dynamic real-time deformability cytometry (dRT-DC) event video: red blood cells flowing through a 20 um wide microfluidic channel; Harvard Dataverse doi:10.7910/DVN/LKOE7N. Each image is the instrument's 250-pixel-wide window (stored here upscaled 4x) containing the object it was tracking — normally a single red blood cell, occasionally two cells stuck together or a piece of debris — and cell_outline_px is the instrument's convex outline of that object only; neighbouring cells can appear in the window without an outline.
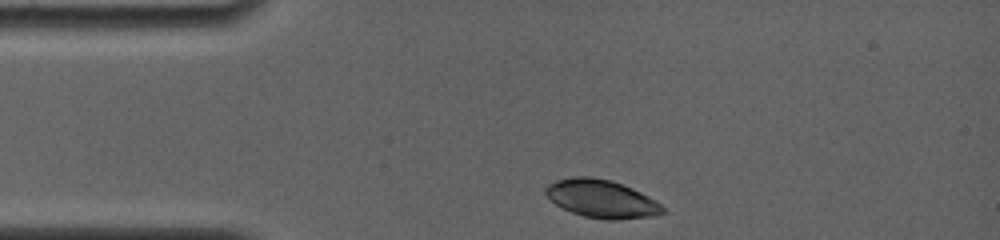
{"species": "common noctule bat (a hibernating species)", "species_latin": "Nyctalus noctula", "temperature_condition": "room temperature", "stored_images_in_passage": 5, "camera_frame_rate_fps": 4000, "um_per_image_px": 0.085, "animal": {"sex": "female", "body_mass_g": 19.0, "forearm_length_mm": 56.7}, "frame": {"image": 1, "passage_image": 1, "time_ms": 0.0, "image_size_px": [1000, 240], "cell_outline_px": [[664, 212], [656, 216], [620, 220], [604, 220], [584, 216], [572, 212], [556, 204], [544, 192], [544, 188], [548, 184], [556, 180], [572, 176], [588, 176], [612, 180], [632, 188], [648, 196], [660, 204], [664, 208]], "centroid_in_image_um": [51.14, 16.9], "position_along_channel_um": 33.9, "area_um2": 26.01}}
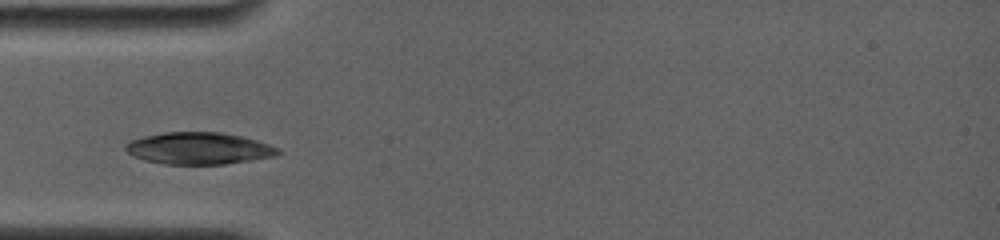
{"frame": {"image": 2, "passage_image": 3, "time_ms": 1.75, "image_size_px": [1000, 240], "cell_outline_px": [[280, 152], [276, 156], [224, 164], [164, 164], [144, 160], [128, 152], [124, 148], [124, 144], [132, 140], [144, 136], [164, 132], [220, 132], [240, 136], [256, 140], [280, 148]], "centroid_in_image_um": [16.9, 12.61], "position_along_channel_um": 68.1, "area_um2": 28.21}}
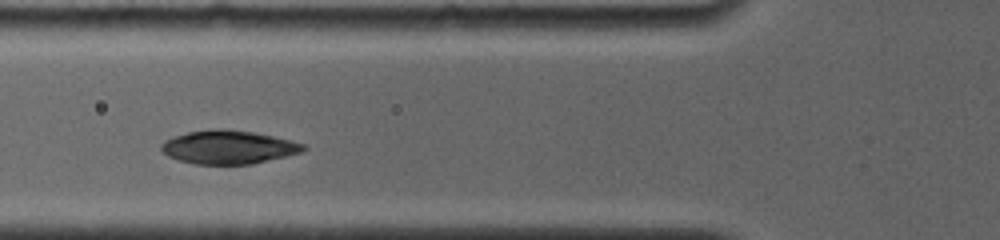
{"frame": {"image": 3, "passage_image": 4, "time_ms": 2.75, "image_size_px": [1000, 240], "cell_outline_px": [[308, 148], [300, 152], [252, 164], [196, 164], [180, 160], [168, 156], [160, 148], [160, 144], [164, 140], [172, 136], [188, 132], [212, 128], [224, 128], [252, 132], [272, 136], [304, 144]], "centroid_in_image_um": [19.36, 12.49], "position_along_channel_um": 106.4, "area_um2": 27.57}}